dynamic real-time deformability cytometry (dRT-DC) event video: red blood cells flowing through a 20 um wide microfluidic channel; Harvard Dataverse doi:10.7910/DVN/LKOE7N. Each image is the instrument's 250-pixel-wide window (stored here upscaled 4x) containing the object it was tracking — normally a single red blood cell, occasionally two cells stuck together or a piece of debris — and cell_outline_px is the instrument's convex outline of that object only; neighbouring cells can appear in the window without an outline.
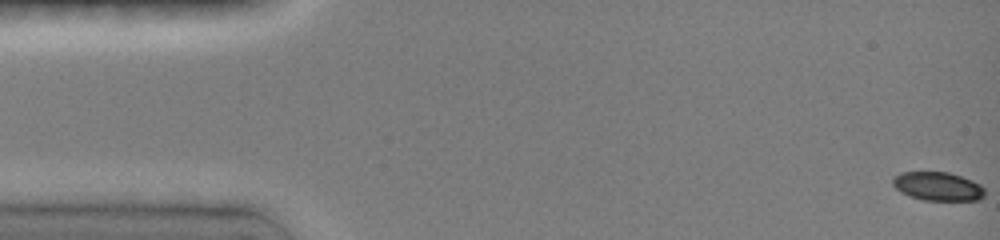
{"species": "common noctule bat (a hibernating species)", "species_latin": "Nyctalus noctula", "temperature_condition": "room temperature", "stored_images_in_passage": 49, "camera_frame_rate_fps": 3000, "um_per_image_px": 0.085, "animal": {"sex": "female", "body_mass_g": 19.0, "forearm_length_mm": 51.5}, "frame": {"image": 1, "passage_image": 1, "time_ms": 0.0, "image_size_px": [1000, 240], "cell_outline_px": [[984, 196], [980, 200], [924, 200], [900, 192], [892, 184], [892, 176], [900, 172], [948, 172], [972, 180], [980, 184], [984, 188]], "centroid_in_image_um": [79.7, 15.83], "position_along_channel_um": 5.3, "area_um2": 15.37}}
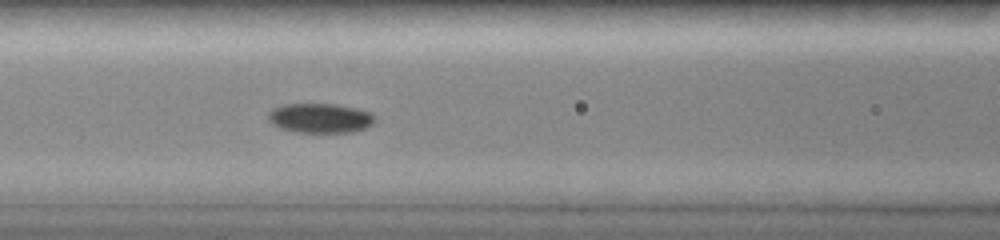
{"frame": {"image": 2, "passage_image": 21, "time_ms": 6.667, "image_size_px": [1000, 240], "cell_outline_px": [[376, 120], [372, 124], [364, 128], [352, 132], [296, 132], [280, 128], [272, 124], [268, 120], [268, 112], [272, 108], [284, 104], [336, 104], [356, 108], [372, 112], [376, 116]], "centroid_in_image_um": [27.22, 10.03], "position_along_channel_um": 139.4, "area_um2": 18.55}}
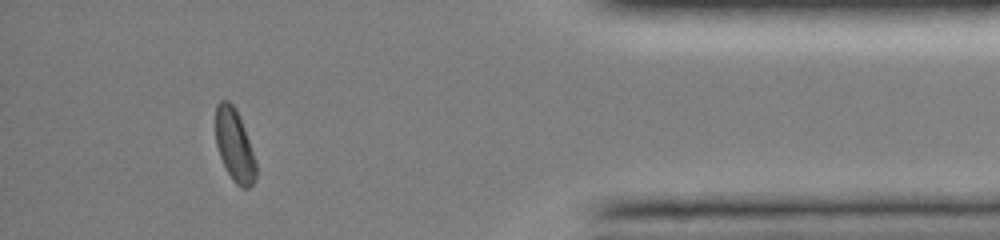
{"frame": {"image": 3, "passage_image": 44, "time_ms": 14.333, "image_size_px": [1000, 240], "cell_outline_px": [[256, 180], [248, 188], [240, 188], [232, 180], [220, 156], [216, 144], [216, 104], [220, 100], [228, 100], [232, 104], [244, 128], [256, 164]], "centroid_in_image_um": [19.92, 12.39], "position_along_channel_um": 415.3, "area_um2": 16.65}, "authors_computed_cell_mechanics": {"area_um2": 17.2822, "velocity_mm_per_s": 4.0113, "shape_relaxation_time_tau1_ms": 3.1487, "shape_relaxation_time_tau2_ms": null, "deformation_change_tau1": 0.0921, "deformation_change_tau2": null}}